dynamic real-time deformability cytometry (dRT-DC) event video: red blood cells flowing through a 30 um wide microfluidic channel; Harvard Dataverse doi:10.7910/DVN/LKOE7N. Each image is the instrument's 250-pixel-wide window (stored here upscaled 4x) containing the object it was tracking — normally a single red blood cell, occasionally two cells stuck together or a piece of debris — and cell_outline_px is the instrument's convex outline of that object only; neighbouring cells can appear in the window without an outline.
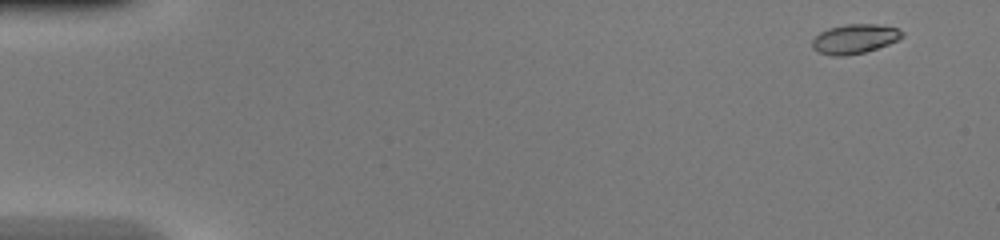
{"species": "common noctule bat (a hibernating species)", "species_latin": "Nyctalus noctula", "temperature_condition": "warm", "stored_images_in_passage": 15, "segment_of_instrument_passage": [1, 2], "camera_frame_rate_fps": 3000, "um_per_image_px": 0.085, "animal": {"sex": "female", "body_mass_g": 20.0, "forearm_length_mm": 54.0}, "frame": {"image": 1, "passage_image": 2, "time_ms": 0.333, "image_size_px": [1000, 240], "cell_outline_px": [[904, 36], [888, 44], [864, 52], [844, 56], [832, 56], [820, 52], [812, 48], [812, 40], [820, 32], [828, 28], [848, 24], [876, 24], [896, 28], [904, 32]], "centroid_in_image_um": [72.63, 3.3], "position_along_channel_um": 12.4, "area_um2": 15.26}}
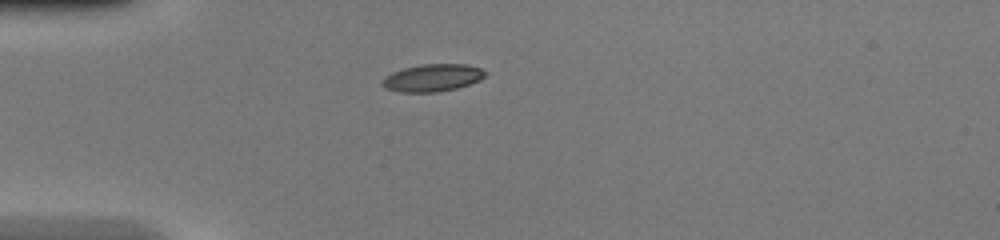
{"frame": {"image": 2, "passage_image": 13, "time_ms": 4.0, "image_size_px": [1000, 240], "cell_outline_px": [[488, 72], [480, 80], [456, 88], [436, 92], [400, 92], [384, 88], [380, 84], [380, 80], [384, 76], [392, 72], [404, 68], [420, 64], [464, 64], [480, 68]], "centroid_in_image_um": [36.71, 6.61], "position_along_channel_um": 48.3, "area_um2": 16.53}}